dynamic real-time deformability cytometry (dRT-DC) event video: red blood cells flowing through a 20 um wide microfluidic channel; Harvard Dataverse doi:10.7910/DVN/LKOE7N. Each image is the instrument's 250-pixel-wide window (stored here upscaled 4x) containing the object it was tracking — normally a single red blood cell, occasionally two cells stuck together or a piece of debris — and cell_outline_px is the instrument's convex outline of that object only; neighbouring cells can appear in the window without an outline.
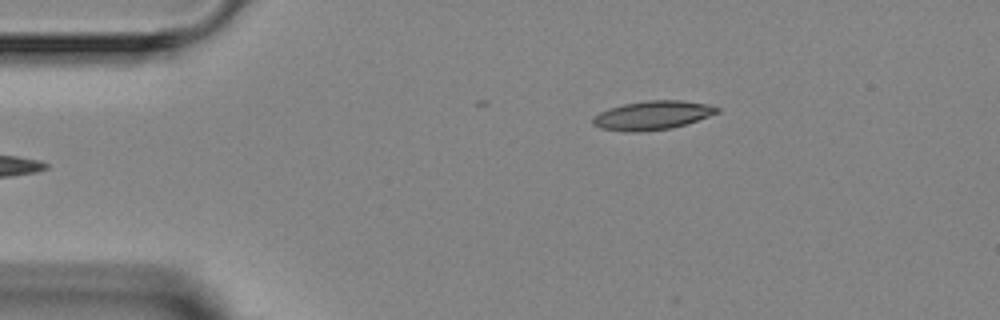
{"species": "Egyptian fruit bat (a non-hibernating species)", "species_latin": "Rousettus aegyptiacus", "temperature_condition": "room temperature", "stored_images_in_passage": 4, "segment_of_instrument_passage": [2, 2], "camera_frame_rate_fps": 3000, "um_per_image_px": 0.085, "animal": {"sex": "female"}, "frame": {"image": 1, "passage_image": 4, "time_ms": 3.667, "image_size_px": [1000, 320], "cell_outline_px": [[720, 112], [672, 128], [640, 132], [624, 132], [600, 128], [592, 124], [592, 116], [600, 112], [624, 104], [648, 100], [680, 100], [708, 104], [720, 108]], "centroid_in_image_um": [55.43, 9.81], "position_along_channel_um": 29.6, "area_um2": 20.81}}